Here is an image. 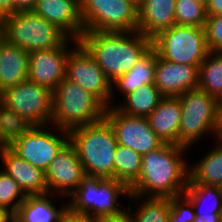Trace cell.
<instances>
[{
  "label": "cell",
  "instance_id": "obj_28",
  "mask_svg": "<svg viewBox=\"0 0 222 222\" xmlns=\"http://www.w3.org/2000/svg\"><path fill=\"white\" fill-rule=\"evenodd\" d=\"M197 89L220 99L222 97V52L209 51L198 67Z\"/></svg>",
  "mask_w": 222,
  "mask_h": 222
},
{
  "label": "cell",
  "instance_id": "obj_10",
  "mask_svg": "<svg viewBox=\"0 0 222 222\" xmlns=\"http://www.w3.org/2000/svg\"><path fill=\"white\" fill-rule=\"evenodd\" d=\"M0 102L34 126L51 124L53 91L48 87L26 80L4 89L0 94Z\"/></svg>",
  "mask_w": 222,
  "mask_h": 222
},
{
  "label": "cell",
  "instance_id": "obj_3",
  "mask_svg": "<svg viewBox=\"0 0 222 222\" xmlns=\"http://www.w3.org/2000/svg\"><path fill=\"white\" fill-rule=\"evenodd\" d=\"M129 196L130 190L124 183L114 178L86 174L67 198V207L78 215L98 219L115 218L126 213L127 206L120 198L128 199Z\"/></svg>",
  "mask_w": 222,
  "mask_h": 222
},
{
  "label": "cell",
  "instance_id": "obj_23",
  "mask_svg": "<svg viewBox=\"0 0 222 222\" xmlns=\"http://www.w3.org/2000/svg\"><path fill=\"white\" fill-rule=\"evenodd\" d=\"M156 63L157 52L152 47L126 74L117 77L111 83L110 106L116 105L115 90L121 93L120 96L124 97L145 84H154Z\"/></svg>",
  "mask_w": 222,
  "mask_h": 222
},
{
  "label": "cell",
  "instance_id": "obj_44",
  "mask_svg": "<svg viewBox=\"0 0 222 222\" xmlns=\"http://www.w3.org/2000/svg\"><path fill=\"white\" fill-rule=\"evenodd\" d=\"M220 222H222V208H221V211H220Z\"/></svg>",
  "mask_w": 222,
  "mask_h": 222
},
{
  "label": "cell",
  "instance_id": "obj_36",
  "mask_svg": "<svg viewBox=\"0 0 222 222\" xmlns=\"http://www.w3.org/2000/svg\"><path fill=\"white\" fill-rule=\"evenodd\" d=\"M37 0H14V13L33 11Z\"/></svg>",
  "mask_w": 222,
  "mask_h": 222
},
{
  "label": "cell",
  "instance_id": "obj_34",
  "mask_svg": "<svg viewBox=\"0 0 222 222\" xmlns=\"http://www.w3.org/2000/svg\"><path fill=\"white\" fill-rule=\"evenodd\" d=\"M204 30L208 50L222 52V15L207 16Z\"/></svg>",
  "mask_w": 222,
  "mask_h": 222
},
{
  "label": "cell",
  "instance_id": "obj_42",
  "mask_svg": "<svg viewBox=\"0 0 222 222\" xmlns=\"http://www.w3.org/2000/svg\"><path fill=\"white\" fill-rule=\"evenodd\" d=\"M134 4H136L137 6H139L143 0H131Z\"/></svg>",
  "mask_w": 222,
  "mask_h": 222
},
{
  "label": "cell",
  "instance_id": "obj_1",
  "mask_svg": "<svg viewBox=\"0 0 222 222\" xmlns=\"http://www.w3.org/2000/svg\"><path fill=\"white\" fill-rule=\"evenodd\" d=\"M188 148L165 143L142 155L138 180L130 194L145 198H172L183 195L189 181V162L184 156Z\"/></svg>",
  "mask_w": 222,
  "mask_h": 222
},
{
  "label": "cell",
  "instance_id": "obj_27",
  "mask_svg": "<svg viewBox=\"0 0 222 222\" xmlns=\"http://www.w3.org/2000/svg\"><path fill=\"white\" fill-rule=\"evenodd\" d=\"M127 200L138 204H134L136 209L131 204L127 205L126 213L132 222H168L171 198H145L130 194Z\"/></svg>",
  "mask_w": 222,
  "mask_h": 222
},
{
  "label": "cell",
  "instance_id": "obj_11",
  "mask_svg": "<svg viewBox=\"0 0 222 222\" xmlns=\"http://www.w3.org/2000/svg\"><path fill=\"white\" fill-rule=\"evenodd\" d=\"M68 142L69 131L50 124L33 126L8 147L23 160L46 171Z\"/></svg>",
  "mask_w": 222,
  "mask_h": 222
},
{
  "label": "cell",
  "instance_id": "obj_19",
  "mask_svg": "<svg viewBox=\"0 0 222 222\" xmlns=\"http://www.w3.org/2000/svg\"><path fill=\"white\" fill-rule=\"evenodd\" d=\"M176 0H143L138 6V32L154 38L175 22Z\"/></svg>",
  "mask_w": 222,
  "mask_h": 222
},
{
  "label": "cell",
  "instance_id": "obj_13",
  "mask_svg": "<svg viewBox=\"0 0 222 222\" xmlns=\"http://www.w3.org/2000/svg\"><path fill=\"white\" fill-rule=\"evenodd\" d=\"M66 79L97 96L107 107L110 106L112 82L80 43L69 52Z\"/></svg>",
  "mask_w": 222,
  "mask_h": 222
},
{
  "label": "cell",
  "instance_id": "obj_24",
  "mask_svg": "<svg viewBox=\"0 0 222 222\" xmlns=\"http://www.w3.org/2000/svg\"><path fill=\"white\" fill-rule=\"evenodd\" d=\"M29 54L0 37V94L7 87L28 80Z\"/></svg>",
  "mask_w": 222,
  "mask_h": 222
},
{
  "label": "cell",
  "instance_id": "obj_17",
  "mask_svg": "<svg viewBox=\"0 0 222 222\" xmlns=\"http://www.w3.org/2000/svg\"><path fill=\"white\" fill-rule=\"evenodd\" d=\"M33 12L55 24L69 38L79 40L84 34L80 0H37Z\"/></svg>",
  "mask_w": 222,
  "mask_h": 222
},
{
  "label": "cell",
  "instance_id": "obj_40",
  "mask_svg": "<svg viewBox=\"0 0 222 222\" xmlns=\"http://www.w3.org/2000/svg\"><path fill=\"white\" fill-rule=\"evenodd\" d=\"M100 222H132L127 213L120 217L100 219Z\"/></svg>",
  "mask_w": 222,
  "mask_h": 222
},
{
  "label": "cell",
  "instance_id": "obj_7",
  "mask_svg": "<svg viewBox=\"0 0 222 222\" xmlns=\"http://www.w3.org/2000/svg\"><path fill=\"white\" fill-rule=\"evenodd\" d=\"M177 97L182 111L179 145L191 149L204 136L219 139L218 99L199 89Z\"/></svg>",
  "mask_w": 222,
  "mask_h": 222
},
{
  "label": "cell",
  "instance_id": "obj_43",
  "mask_svg": "<svg viewBox=\"0 0 222 222\" xmlns=\"http://www.w3.org/2000/svg\"><path fill=\"white\" fill-rule=\"evenodd\" d=\"M195 1H198L204 5H207V3H208V0H195Z\"/></svg>",
  "mask_w": 222,
  "mask_h": 222
},
{
  "label": "cell",
  "instance_id": "obj_37",
  "mask_svg": "<svg viewBox=\"0 0 222 222\" xmlns=\"http://www.w3.org/2000/svg\"><path fill=\"white\" fill-rule=\"evenodd\" d=\"M206 13L207 16L222 15V0H208Z\"/></svg>",
  "mask_w": 222,
  "mask_h": 222
},
{
  "label": "cell",
  "instance_id": "obj_8",
  "mask_svg": "<svg viewBox=\"0 0 222 222\" xmlns=\"http://www.w3.org/2000/svg\"><path fill=\"white\" fill-rule=\"evenodd\" d=\"M157 54L170 62L200 66L209 50L204 27L174 25L152 38Z\"/></svg>",
  "mask_w": 222,
  "mask_h": 222
},
{
  "label": "cell",
  "instance_id": "obj_9",
  "mask_svg": "<svg viewBox=\"0 0 222 222\" xmlns=\"http://www.w3.org/2000/svg\"><path fill=\"white\" fill-rule=\"evenodd\" d=\"M84 32L138 31V6L131 0H80Z\"/></svg>",
  "mask_w": 222,
  "mask_h": 222
},
{
  "label": "cell",
  "instance_id": "obj_4",
  "mask_svg": "<svg viewBox=\"0 0 222 222\" xmlns=\"http://www.w3.org/2000/svg\"><path fill=\"white\" fill-rule=\"evenodd\" d=\"M69 141L75 147L87 175L114 178V155L118 143L106 118L71 129Z\"/></svg>",
  "mask_w": 222,
  "mask_h": 222
},
{
  "label": "cell",
  "instance_id": "obj_32",
  "mask_svg": "<svg viewBox=\"0 0 222 222\" xmlns=\"http://www.w3.org/2000/svg\"><path fill=\"white\" fill-rule=\"evenodd\" d=\"M26 196L19 184L0 168V207L14 214Z\"/></svg>",
  "mask_w": 222,
  "mask_h": 222
},
{
  "label": "cell",
  "instance_id": "obj_33",
  "mask_svg": "<svg viewBox=\"0 0 222 222\" xmlns=\"http://www.w3.org/2000/svg\"><path fill=\"white\" fill-rule=\"evenodd\" d=\"M195 218L194 207L184 195L171 198L168 222H194Z\"/></svg>",
  "mask_w": 222,
  "mask_h": 222
},
{
  "label": "cell",
  "instance_id": "obj_6",
  "mask_svg": "<svg viewBox=\"0 0 222 222\" xmlns=\"http://www.w3.org/2000/svg\"><path fill=\"white\" fill-rule=\"evenodd\" d=\"M107 106L94 94L64 78L53 91L51 125L71 129L99 122Z\"/></svg>",
  "mask_w": 222,
  "mask_h": 222
},
{
  "label": "cell",
  "instance_id": "obj_22",
  "mask_svg": "<svg viewBox=\"0 0 222 222\" xmlns=\"http://www.w3.org/2000/svg\"><path fill=\"white\" fill-rule=\"evenodd\" d=\"M181 104L178 97H163L146 117L151 129L164 143L179 145Z\"/></svg>",
  "mask_w": 222,
  "mask_h": 222
},
{
  "label": "cell",
  "instance_id": "obj_18",
  "mask_svg": "<svg viewBox=\"0 0 222 222\" xmlns=\"http://www.w3.org/2000/svg\"><path fill=\"white\" fill-rule=\"evenodd\" d=\"M2 169L10 175L26 195L47 194L46 173L20 158L9 147L0 149Z\"/></svg>",
  "mask_w": 222,
  "mask_h": 222
},
{
  "label": "cell",
  "instance_id": "obj_21",
  "mask_svg": "<svg viewBox=\"0 0 222 222\" xmlns=\"http://www.w3.org/2000/svg\"><path fill=\"white\" fill-rule=\"evenodd\" d=\"M183 195L194 207L196 214L194 222H220L222 208L221 186L199 184L189 176Z\"/></svg>",
  "mask_w": 222,
  "mask_h": 222
},
{
  "label": "cell",
  "instance_id": "obj_25",
  "mask_svg": "<svg viewBox=\"0 0 222 222\" xmlns=\"http://www.w3.org/2000/svg\"><path fill=\"white\" fill-rule=\"evenodd\" d=\"M216 145L189 165V176L199 184L222 187V138L215 139Z\"/></svg>",
  "mask_w": 222,
  "mask_h": 222
},
{
  "label": "cell",
  "instance_id": "obj_14",
  "mask_svg": "<svg viewBox=\"0 0 222 222\" xmlns=\"http://www.w3.org/2000/svg\"><path fill=\"white\" fill-rule=\"evenodd\" d=\"M78 43V40L68 38L59 47L31 52L29 54L28 80L54 91L57 85L66 78L69 52Z\"/></svg>",
  "mask_w": 222,
  "mask_h": 222
},
{
  "label": "cell",
  "instance_id": "obj_30",
  "mask_svg": "<svg viewBox=\"0 0 222 222\" xmlns=\"http://www.w3.org/2000/svg\"><path fill=\"white\" fill-rule=\"evenodd\" d=\"M34 125L0 102V149L10 146Z\"/></svg>",
  "mask_w": 222,
  "mask_h": 222
},
{
  "label": "cell",
  "instance_id": "obj_35",
  "mask_svg": "<svg viewBox=\"0 0 222 222\" xmlns=\"http://www.w3.org/2000/svg\"><path fill=\"white\" fill-rule=\"evenodd\" d=\"M61 222H100V219L86 215H78L67 210L64 213Z\"/></svg>",
  "mask_w": 222,
  "mask_h": 222
},
{
  "label": "cell",
  "instance_id": "obj_16",
  "mask_svg": "<svg viewBox=\"0 0 222 222\" xmlns=\"http://www.w3.org/2000/svg\"><path fill=\"white\" fill-rule=\"evenodd\" d=\"M198 67L162 59L157 54L154 85L164 97H177L198 86Z\"/></svg>",
  "mask_w": 222,
  "mask_h": 222
},
{
  "label": "cell",
  "instance_id": "obj_29",
  "mask_svg": "<svg viewBox=\"0 0 222 222\" xmlns=\"http://www.w3.org/2000/svg\"><path fill=\"white\" fill-rule=\"evenodd\" d=\"M142 155L118 144L114 155V179L130 188L139 178Z\"/></svg>",
  "mask_w": 222,
  "mask_h": 222
},
{
  "label": "cell",
  "instance_id": "obj_2",
  "mask_svg": "<svg viewBox=\"0 0 222 222\" xmlns=\"http://www.w3.org/2000/svg\"><path fill=\"white\" fill-rule=\"evenodd\" d=\"M78 41L111 82L126 74L152 48V39L138 31L84 32Z\"/></svg>",
  "mask_w": 222,
  "mask_h": 222
},
{
  "label": "cell",
  "instance_id": "obj_31",
  "mask_svg": "<svg viewBox=\"0 0 222 222\" xmlns=\"http://www.w3.org/2000/svg\"><path fill=\"white\" fill-rule=\"evenodd\" d=\"M206 19V5L195 0H176V25L204 27Z\"/></svg>",
  "mask_w": 222,
  "mask_h": 222
},
{
  "label": "cell",
  "instance_id": "obj_15",
  "mask_svg": "<svg viewBox=\"0 0 222 222\" xmlns=\"http://www.w3.org/2000/svg\"><path fill=\"white\" fill-rule=\"evenodd\" d=\"M45 173L49 193L64 198L75 191L86 175L70 141L55 156Z\"/></svg>",
  "mask_w": 222,
  "mask_h": 222
},
{
  "label": "cell",
  "instance_id": "obj_38",
  "mask_svg": "<svg viewBox=\"0 0 222 222\" xmlns=\"http://www.w3.org/2000/svg\"><path fill=\"white\" fill-rule=\"evenodd\" d=\"M14 13V0H0V18Z\"/></svg>",
  "mask_w": 222,
  "mask_h": 222
},
{
  "label": "cell",
  "instance_id": "obj_20",
  "mask_svg": "<svg viewBox=\"0 0 222 222\" xmlns=\"http://www.w3.org/2000/svg\"><path fill=\"white\" fill-rule=\"evenodd\" d=\"M56 198L63 197L51 193L27 195L13 214L14 222H61L68 210L67 201L56 207L57 203H53Z\"/></svg>",
  "mask_w": 222,
  "mask_h": 222
},
{
  "label": "cell",
  "instance_id": "obj_26",
  "mask_svg": "<svg viewBox=\"0 0 222 222\" xmlns=\"http://www.w3.org/2000/svg\"><path fill=\"white\" fill-rule=\"evenodd\" d=\"M164 96L154 84H145L134 92L125 95L115 107L128 115L147 117Z\"/></svg>",
  "mask_w": 222,
  "mask_h": 222
},
{
  "label": "cell",
  "instance_id": "obj_5",
  "mask_svg": "<svg viewBox=\"0 0 222 222\" xmlns=\"http://www.w3.org/2000/svg\"><path fill=\"white\" fill-rule=\"evenodd\" d=\"M0 37L28 53L59 47L69 38L55 24L33 11L15 12L1 17Z\"/></svg>",
  "mask_w": 222,
  "mask_h": 222
},
{
  "label": "cell",
  "instance_id": "obj_12",
  "mask_svg": "<svg viewBox=\"0 0 222 222\" xmlns=\"http://www.w3.org/2000/svg\"><path fill=\"white\" fill-rule=\"evenodd\" d=\"M105 118L112 125L117 143L141 155L165 144L151 129L145 117L131 116L119 111L115 106H109Z\"/></svg>",
  "mask_w": 222,
  "mask_h": 222
},
{
  "label": "cell",
  "instance_id": "obj_41",
  "mask_svg": "<svg viewBox=\"0 0 222 222\" xmlns=\"http://www.w3.org/2000/svg\"><path fill=\"white\" fill-rule=\"evenodd\" d=\"M218 132L219 138H222V97L218 99Z\"/></svg>",
  "mask_w": 222,
  "mask_h": 222
},
{
  "label": "cell",
  "instance_id": "obj_39",
  "mask_svg": "<svg viewBox=\"0 0 222 222\" xmlns=\"http://www.w3.org/2000/svg\"><path fill=\"white\" fill-rule=\"evenodd\" d=\"M13 213L4 207H0V222H13Z\"/></svg>",
  "mask_w": 222,
  "mask_h": 222
}]
</instances>
